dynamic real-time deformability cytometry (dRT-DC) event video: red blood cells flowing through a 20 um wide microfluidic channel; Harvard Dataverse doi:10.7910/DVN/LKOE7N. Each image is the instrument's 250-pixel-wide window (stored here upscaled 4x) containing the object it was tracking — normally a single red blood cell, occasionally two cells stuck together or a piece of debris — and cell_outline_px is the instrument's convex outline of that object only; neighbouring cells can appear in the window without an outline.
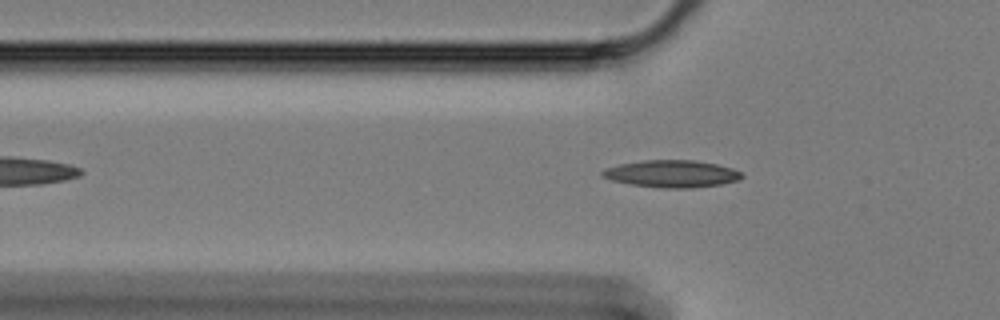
{"species": "Egyptian fruit bat (a non-hibernating species)", "species_latin": "Rousettus aegyptiacus", "temperature_condition": "cold", "stored_images_in_passage": 36, "camera_frame_rate_fps": 3000, "um_per_image_px": 0.085, "animal": {"sex": "female"}, "frame": {"image": 1, "passage_image": 4, "time_ms": 1.0, "image_size_px": [1000, 320], "cell_outline_px": [[744, 176], [736, 180], [720, 184], [692, 188], [664, 188], [632, 184], [612, 180], [600, 176], [600, 172], [604, 168], [620, 164], [644, 160], [696, 160], [716, 164], [732, 168], [740, 172]], "centroid_in_image_um": [57.06, 14.76], "position_along_channel_um": 68.7, "area_um2": 21.96}}
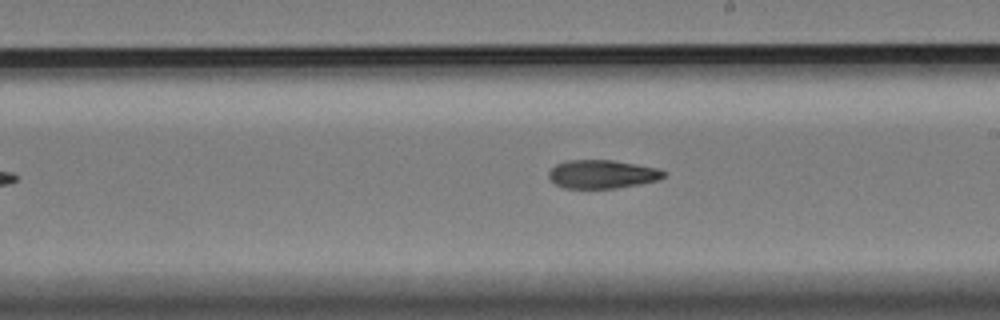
{"frame": {"image": 2, "passage_image": 19, "time_ms": 6.0, "image_size_px": [1000, 320], "cell_outline_px": [[668, 172], [660, 180], [640, 184], [616, 188], [564, 188], [556, 184], [548, 176], [548, 172], [556, 164], [568, 160], [612, 160], [656, 168]], "centroid_in_image_um": [51.2, 14.81], "position_along_channel_um": 237.8, "area_um2": 19.02}}
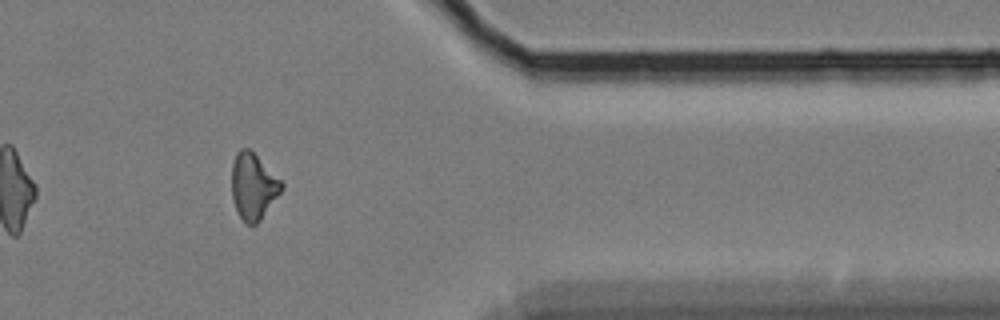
{"frame": {"image": 3, "passage_image": 34, "time_ms": 11.0, "image_size_px": [1000, 320], "cell_outline_px": [[284, 188], [260, 220], [256, 224], [248, 224], [240, 216], [236, 208], [232, 196], [232, 164], [236, 152], [240, 148], [248, 148], [284, 184]], "centroid_in_image_um": [21.52, 15.83], "position_along_channel_um": 389.9, "area_um2": 18.79}, "authors_computed_cell_mechanics": {"area_um2": 19.5942, "velocity_mm_per_s": 3.3757, "shape_relaxation_time_tau1_ms": 5.0607, "shape_relaxation_time_tau2_ms": 10.6909, "deformation_change_tau1": 0.1438, "deformation_change_tau2": 0.1982}}